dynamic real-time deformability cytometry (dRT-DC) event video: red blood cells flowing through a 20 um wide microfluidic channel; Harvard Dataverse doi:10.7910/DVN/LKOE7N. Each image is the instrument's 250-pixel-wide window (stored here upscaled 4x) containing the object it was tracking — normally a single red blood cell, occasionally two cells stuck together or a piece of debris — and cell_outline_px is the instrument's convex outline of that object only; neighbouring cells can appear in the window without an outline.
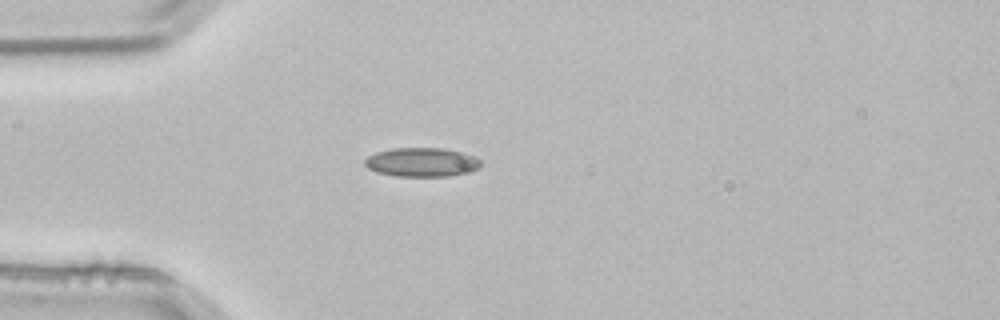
{"species": "common noctule bat (a hibernating species)", "species_latin": "Nyctalus noctula", "temperature_condition": "room temperature", "stored_images_in_passage": 4, "camera_frame_rate_fps": 3000, "um_per_image_px": 0.085, "animal": {"sex": "male", "body_mass_g": 21.5, "forearm_length_mm": 52.0}, "frame": {"image": 1, "passage_image": 4, "time_ms": 1.0, "image_size_px": [1000, 320], "cell_outline_px": [[480, 168], [468, 172], [452, 176], [396, 176], [376, 172], [368, 168], [364, 164], [364, 160], [368, 156], [376, 152], [392, 148], [444, 148], [464, 152], [480, 160]], "centroid_in_image_um": [35.84, 13.78], "position_along_channel_um": 49.2, "area_um2": 19.71}}